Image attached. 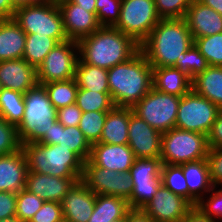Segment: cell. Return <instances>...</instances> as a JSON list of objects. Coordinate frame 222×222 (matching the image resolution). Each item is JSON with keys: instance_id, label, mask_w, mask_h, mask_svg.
<instances>
[{"instance_id": "obj_1", "label": "cell", "mask_w": 222, "mask_h": 222, "mask_svg": "<svg viewBox=\"0 0 222 222\" xmlns=\"http://www.w3.org/2000/svg\"><path fill=\"white\" fill-rule=\"evenodd\" d=\"M194 44L187 22L161 19L140 44V50L152 67H170Z\"/></svg>"}, {"instance_id": "obj_2", "label": "cell", "mask_w": 222, "mask_h": 222, "mask_svg": "<svg viewBox=\"0 0 222 222\" xmlns=\"http://www.w3.org/2000/svg\"><path fill=\"white\" fill-rule=\"evenodd\" d=\"M79 58L86 64L110 69L132 58L140 45L115 27H100L78 41Z\"/></svg>"}, {"instance_id": "obj_3", "label": "cell", "mask_w": 222, "mask_h": 222, "mask_svg": "<svg viewBox=\"0 0 222 222\" xmlns=\"http://www.w3.org/2000/svg\"><path fill=\"white\" fill-rule=\"evenodd\" d=\"M153 68L139 50L129 60L108 69V85L115 107H133L153 87Z\"/></svg>"}, {"instance_id": "obj_4", "label": "cell", "mask_w": 222, "mask_h": 222, "mask_svg": "<svg viewBox=\"0 0 222 222\" xmlns=\"http://www.w3.org/2000/svg\"><path fill=\"white\" fill-rule=\"evenodd\" d=\"M28 171L63 178H81L84 162L70 148L39 142L21 144Z\"/></svg>"}, {"instance_id": "obj_5", "label": "cell", "mask_w": 222, "mask_h": 222, "mask_svg": "<svg viewBox=\"0 0 222 222\" xmlns=\"http://www.w3.org/2000/svg\"><path fill=\"white\" fill-rule=\"evenodd\" d=\"M25 111L20 125L17 127L21 144L38 142L57 121V110L50 103L43 85L37 84L24 96Z\"/></svg>"}, {"instance_id": "obj_6", "label": "cell", "mask_w": 222, "mask_h": 222, "mask_svg": "<svg viewBox=\"0 0 222 222\" xmlns=\"http://www.w3.org/2000/svg\"><path fill=\"white\" fill-rule=\"evenodd\" d=\"M208 149L206 135L172 128L162 133L160 159L169 165L195 162L205 159Z\"/></svg>"}, {"instance_id": "obj_7", "label": "cell", "mask_w": 222, "mask_h": 222, "mask_svg": "<svg viewBox=\"0 0 222 222\" xmlns=\"http://www.w3.org/2000/svg\"><path fill=\"white\" fill-rule=\"evenodd\" d=\"M13 19L26 34L38 33L55 38L59 43L68 40L57 3L17 8Z\"/></svg>"}, {"instance_id": "obj_8", "label": "cell", "mask_w": 222, "mask_h": 222, "mask_svg": "<svg viewBox=\"0 0 222 222\" xmlns=\"http://www.w3.org/2000/svg\"><path fill=\"white\" fill-rule=\"evenodd\" d=\"M160 20L155 0H122L120 17L115 28L140 45Z\"/></svg>"}, {"instance_id": "obj_9", "label": "cell", "mask_w": 222, "mask_h": 222, "mask_svg": "<svg viewBox=\"0 0 222 222\" xmlns=\"http://www.w3.org/2000/svg\"><path fill=\"white\" fill-rule=\"evenodd\" d=\"M179 96L152 89L133 107V112L161 133L175 128Z\"/></svg>"}, {"instance_id": "obj_10", "label": "cell", "mask_w": 222, "mask_h": 222, "mask_svg": "<svg viewBox=\"0 0 222 222\" xmlns=\"http://www.w3.org/2000/svg\"><path fill=\"white\" fill-rule=\"evenodd\" d=\"M221 110L193 90L180 98L175 128L208 135Z\"/></svg>"}, {"instance_id": "obj_11", "label": "cell", "mask_w": 222, "mask_h": 222, "mask_svg": "<svg viewBox=\"0 0 222 222\" xmlns=\"http://www.w3.org/2000/svg\"><path fill=\"white\" fill-rule=\"evenodd\" d=\"M162 165L160 158H135L129 170L133 185L131 198L128 200L131 209L141 210L154 198L162 185Z\"/></svg>"}, {"instance_id": "obj_12", "label": "cell", "mask_w": 222, "mask_h": 222, "mask_svg": "<svg viewBox=\"0 0 222 222\" xmlns=\"http://www.w3.org/2000/svg\"><path fill=\"white\" fill-rule=\"evenodd\" d=\"M78 60L79 46L77 41L67 40L58 43L36 69L38 84L43 85L74 78Z\"/></svg>"}, {"instance_id": "obj_13", "label": "cell", "mask_w": 222, "mask_h": 222, "mask_svg": "<svg viewBox=\"0 0 222 222\" xmlns=\"http://www.w3.org/2000/svg\"><path fill=\"white\" fill-rule=\"evenodd\" d=\"M94 194L131 198L133 185L129 172H116L95 166L89 159L83 164L80 179Z\"/></svg>"}, {"instance_id": "obj_14", "label": "cell", "mask_w": 222, "mask_h": 222, "mask_svg": "<svg viewBox=\"0 0 222 222\" xmlns=\"http://www.w3.org/2000/svg\"><path fill=\"white\" fill-rule=\"evenodd\" d=\"M192 207L187 199L174 194L162 184L154 198L141 210L154 222H180Z\"/></svg>"}, {"instance_id": "obj_15", "label": "cell", "mask_w": 222, "mask_h": 222, "mask_svg": "<svg viewBox=\"0 0 222 222\" xmlns=\"http://www.w3.org/2000/svg\"><path fill=\"white\" fill-rule=\"evenodd\" d=\"M162 133L131 113L128 125V146L135 158H160Z\"/></svg>"}, {"instance_id": "obj_16", "label": "cell", "mask_w": 222, "mask_h": 222, "mask_svg": "<svg viewBox=\"0 0 222 222\" xmlns=\"http://www.w3.org/2000/svg\"><path fill=\"white\" fill-rule=\"evenodd\" d=\"M57 5L62 16L64 32L68 40L78 42L101 27L96 13L89 12L83 7L72 3L70 0H64Z\"/></svg>"}, {"instance_id": "obj_17", "label": "cell", "mask_w": 222, "mask_h": 222, "mask_svg": "<svg viewBox=\"0 0 222 222\" xmlns=\"http://www.w3.org/2000/svg\"><path fill=\"white\" fill-rule=\"evenodd\" d=\"M81 178H63L28 171L25 189L44 201L61 203L73 185Z\"/></svg>"}, {"instance_id": "obj_18", "label": "cell", "mask_w": 222, "mask_h": 222, "mask_svg": "<svg viewBox=\"0 0 222 222\" xmlns=\"http://www.w3.org/2000/svg\"><path fill=\"white\" fill-rule=\"evenodd\" d=\"M89 160L98 167L116 172H129L135 156L128 144L94 143Z\"/></svg>"}, {"instance_id": "obj_19", "label": "cell", "mask_w": 222, "mask_h": 222, "mask_svg": "<svg viewBox=\"0 0 222 222\" xmlns=\"http://www.w3.org/2000/svg\"><path fill=\"white\" fill-rule=\"evenodd\" d=\"M96 202L94 194L81 180L76 182L61 202L63 218L70 222H88Z\"/></svg>"}, {"instance_id": "obj_20", "label": "cell", "mask_w": 222, "mask_h": 222, "mask_svg": "<svg viewBox=\"0 0 222 222\" xmlns=\"http://www.w3.org/2000/svg\"><path fill=\"white\" fill-rule=\"evenodd\" d=\"M38 142L52 145L59 144L62 147L70 148L83 162L87 161L91 154L92 145L78 126H64L58 121Z\"/></svg>"}, {"instance_id": "obj_21", "label": "cell", "mask_w": 222, "mask_h": 222, "mask_svg": "<svg viewBox=\"0 0 222 222\" xmlns=\"http://www.w3.org/2000/svg\"><path fill=\"white\" fill-rule=\"evenodd\" d=\"M0 83L3 88L26 94L38 84L37 70L23 58L1 61Z\"/></svg>"}, {"instance_id": "obj_22", "label": "cell", "mask_w": 222, "mask_h": 222, "mask_svg": "<svg viewBox=\"0 0 222 222\" xmlns=\"http://www.w3.org/2000/svg\"><path fill=\"white\" fill-rule=\"evenodd\" d=\"M184 19L194 40L222 33V15L199 0L192 2Z\"/></svg>"}, {"instance_id": "obj_23", "label": "cell", "mask_w": 222, "mask_h": 222, "mask_svg": "<svg viewBox=\"0 0 222 222\" xmlns=\"http://www.w3.org/2000/svg\"><path fill=\"white\" fill-rule=\"evenodd\" d=\"M27 173V161L22 149L0 156V191L19 193L25 189Z\"/></svg>"}, {"instance_id": "obj_24", "label": "cell", "mask_w": 222, "mask_h": 222, "mask_svg": "<svg viewBox=\"0 0 222 222\" xmlns=\"http://www.w3.org/2000/svg\"><path fill=\"white\" fill-rule=\"evenodd\" d=\"M179 166L182 168L189 189V202L196 206L213 187L207 160L205 158L195 162L183 163Z\"/></svg>"}, {"instance_id": "obj_25", "label": "cell", "mask_w": 222, "mask_h": 222, "mask_svg": "<svg viewBox=\"0 0 222 222\" xmlns=\"http://www.w3.org/2000/svg\"><path fill=\"white\" fill-rule=\"evenodd\" d=\"M153 88L166 94L182 97L192 90V78L178 68L152 67Z\"/></svg>"}, {"instance_id": "obj_26", "label": "cell", "mask_w": 222, "mask_h": 222, "mask_svg": "<svg viewBox=\"0 0 222 222\" xmlns=\"http://www.w3.org/2000/svg\"><path fill=\"white\" fill-rule=\"evenodd\" d=\"M26 33L11 19L0 20V62L23 58Z\"/></svg>"}, {"instance_id": "obj_27", "label": "cell", "mask_w": 222, "mask_h": 222, "mask_svg": "<svg viewBox=\"0 0 222 222\" xmlns=\"http://www.w3.org/2000/svg\"><path fill=\"white\" fill-rule=\"evenodd\" d=\"M132 107H114L108 111L99 143L128 144V125Z\"/></svg>"}, {"instance_id": "obj_28", "label": "cell", "mask_w": 222, "mask_h": 222, "mask_svg": "<svg viewBox=\"0 0 222 222\" xmlns=\"http://www.w3.org/2000/svg\"><path fill=\"white\" fill-rule=\"evenodd\" d=\"M192 90L222 110V67L209 66L192 78Z\"/></svg>"}, {"instance_id": "obj_29", "label": "cell", "mask_w": 222, "mask_h": 222, "mask_svg": "<svg viewBox=\"0 0 222 222\" xmlns=\"http://www.w3.org/2000/svg\"><path fill=\"white\" fill-rule=\"evenodd\" d=\"M131 210L124 198L111 195H96L93 214L88 222H113L125 219Z\"/></svg>"}, {"instance_id": "obj_30", "label": "cell", "mask_w": 222, "mask_h": 222, "mask_svg": "<svg viewBox=\"0 0 222 222\" xmlns=\"http://www.w3.org/2000/svg\"><path fill=\"white\" fill-rule=\"evenodd\" d=\"M75 80L78 88L96 92H110L108 85V70L84 63L78 60Z\"/></svg>"}, {"instance_id": "obj_31", "label": "cell", "mask_w": 222, "mask_h": 222, "mask_svg": "<svg viewBox=\"0 0 222 222\" xmlns=\"http://www.w3.org/2000/svg\"><path fill=\"white\" fill-rule=\"evenodd\" d=\"M25 94L8 88L0 92V116L9 124L20 125L25 111Z\"/></svg>"}, {"instance_id": "obj_32", "label": "cell", "mask_w": 222, "mask_h": 222, "mask_svg": "<svg viewBox=\"0 0 222 222\" xmlns=\"http://www.w3.org/2000/svg\"><path fill=\"white\" fill-rule=\"evenodd\" d=\"M55 38L40 34H26L23 59L36 69L47 54L58 44Z\"/></svg>"}, {"instance_id": "obj_33", "label": "cell", "mask_w": 222, "mask_h": 222, "mask_svg": "<svg viewBox=\"0 0 222 222\" xmlns=\"http://www.w3.org/2000/svg\"><path fill=\"white\" fill-rule=\"evenodd\" d=\"M50 103L57 110L76 102L78 86L75 78L43 84Z\"/></svg>"}, {"instance_id": "obj_34", "label": "cell", "mask_w": 222, "mask_h": 222, "mask_svg": "<svg viewBox=\"0 0 222 222\" xmlns=\"http://www.w3.org/2000/svg\"><path fill=\"white\" fill-rule=\"evenodd\" d=\"M76 105L82 112L110 111L115 105L110 92H96L78 88Z\"/></svg>"}, {"instance_id": "obj_35", "label": "cell", "mask_w": 222, "mask_h": 222, "mask_svg": "<svg viewBox=\"0 0 222 222\" xmlns=\"http://www.w3.org/2000/svg\"><path fill=\"white\" fill-rule=\"evenodd\" d=\"M108 111L82 112L78 128L92 145L99 142Z\"/></svg>"}, {"instance_id": "obj_36", "label": "cell", "mask_w": 222, "mask_h": 222, "mask_svg": "<svg viewBox=\"0 0 222 222\" xmlns=\"http://www.w3.org/2000/svg\"><path fill=\"white\" fill-rule=\"evenodd\" d=\"M161 181L171 192L189 201V189L182 168L179 165L163 164L161 168Z\"/></svg>"}, {"instance_id": "obj_37", "label": "cell", "mask_w": 222, "mask_h": 222, "mask_svg": "<svg viewBox=\"0 0 222 222\" xmlns=\"http://www.w3.org/2000/svg\"><path fill=\"white\" fill-rule=\"evenodd\" d=\"M172 67L178 68L191 78H194L197 74L206 70L209 64L199 49L193 44L184 52V56L178 59Z\"/></svg>"}, {"instance_id": "obj_38", "label": "cell", "mask_w": 222, "mask_h": 222, "mask_svg": "<svg viewBox=\"0 0 222 222\" xmlns=\"http://www.w3.org/2000/svg\"><path fill=\"white\" fill-rule=\"evenodd\" d=\"M194 44L209 66L222 67V33L196 38Z\"/></svg>"}, {"instance_id": "obj_39", "label": "cell", "mask_w": 222, "mask_h": 222, "mask_svg": "<svg viewBox=\"0 0 222 222\" xmlns=\"http://www.w3.org/2000/svg\"><path fill=\"white\" fill-rule=\"evenodd\" d=\"M44 200L26 189L17 193L16 217L23 222H29L35 213L42 207Z\"/></svg>"}, {"instance_id": "obj_40", "label": "cell", "mask_w": 222, "mask_h": 222, "mask_svg": "<svg viewBox=\"0 0 222 222\" xmlns=\"http://www.w3.org/2000/svg\"><path fill=\"white\" fill-rule=\"evenodd\" d=\"M122 0H96V17L101 27H115L120 17Z\"/></svg>"}, {"instance_id": "obj_41", "label": "cell", "mask_w": 222, "mask_h": 222, "mask_svg": "<svg viewBox=\"0 0 222 222\" xmlns=\"http://www.w3.org/2000/svg\"><path fill=\"white\" fill-rule=\"evenodd\" d=\"M194 0H155L157 14L161 19L185 18L187 9Z\"/></svg>"}, {"instance_id": "obj_42", "label": "cell", "mask_w": 222, "mask_h": 222, "mask_svg": "<svg viewBox=\"0 0 222 222\" xmlns=\"http://www.w3.org/2000/svg\"><path fill=\"white\" fill-rule=\"evenodd\" d=\"M219 186H221V188ZM208 194L203 197L196 206L205 215L213 218L216 222H219L222 220V185L213 186Z\"/></svg>"}, {"instance_id": "obj_43", "label": "cell", "mask_w": 222, "mask_h": 222, "mask_svg": "<svg viewBox=\"0 0 222 222\" xmlns=\"http://www.w3.org/2000/svg\"><path fill=\"white\" fill-rule=\"evenodd\" d=\"M20 149L17 127L0 116V156L15 153Z\"/></svg>"}, {"instance_id": "obj_44", "label": "cell", "mask_w": 222, "mask_h": 222, "mask_svg": "<svg viewBox=\"0 0 222 222\" xmlns=\"http://www.w3.org/2000/svg\"><path fill=\"white\" fill-rule=\"evenodd\" d=\"M62 218L63 209L61 203L45 201L29 222H59Z\"/></svg>"}, {"instance_id": "obj_45", "label": "cell", "mask_w": 222, "mask_h": 222, "mask_svg": "<svg viewBox=\"0 0 222 222\" xmlns=\"http://www.w3.org/2000/svg\"><path fill=\"white\" fill-rule=\"evenodd\" d=\"M206 160L212 185H222V149L209 147Z\"/></svg>"}, {"instance_id": "obj_46", "label": "cell", "mask_w": 222, "mask_h": 222, "mask_svg": "<svg viewBox=\"0 0 222 222\" xmlns=\"http://www.w3.org/2000/svg\"><path fill=\"white\" fill-rule=\"evenodd\" d=\"M82 116L76 103L57 109L56 120L64 126H78Z\"/></svg>"}, {"instance_id": "obj_47", "label": "cell", "mask_w": 222, "mask_h": 222, "mask_svg": "<svg viewBox=\"0 0 222 222\" xmlns=\"http://www.w3.org/2000/svg\"><path fill=\"white\" fill-rule=\"evenodd\" d=\"M17 193L0 191V220L16 216Z\"/></svg>"}, {"instance_id": "obj_48", "label": "cell", "mask_w": 222, "mask_h": 222, "mask_svg": "<svg viewBox=\"0 0 222 222\" xmlns=\"http://www.w3.org/2000/svg\"><path fill=\"white\" fill-rule=\"evenodd\" d=\"M207 143L210 148L222 149V110L217 114L215 122L207 135Z\"/></svg>"}, {"instance_id": "obj_49", "label": "cell", "mask_w": 222, "mask_h": 222, "mask_svg": "<svg viewBox=\"0 0 222 222\" xmlns=\"http://www.w3.org/2000/svg\"><path fill=\"white\" fill-rule=\"evenodd\" d=\"M180 222H216L213 218L205 215L197 206H193Z\"/></svg>"}, {"instance_id": "obj_50", "label": "cell", "mask_w": 222, "mask_h": 222, "mask_svg": "<svg viewBox=\"0 0 222 222\" xmlns=\"http://www.w3.org/2000/svg\"><path fill=\"white\" fill-rule=\"evenodd\" d=\"M125 222H154L142 210L131 209L125 217Z\"/></svg>"}, {"instance_id": "obj_51", "label": "cell", "mask_w": 222, "mask_h": 222, "mask_svg": "<svg viewBox=\"0 0 222 222\" xmlns=\"http://www.w3.org/2000/svg\"><path fill=\"white\" fill-rule=\"evenodd\" d=\"M13 8L16 10L17 8H21L24 6H43L47 4H51L53 0H10Z\"/></svg>"}, {"instance_id": "obj_52", "label": "cell", "mask_w": 222, "mask_h": 222, "mask_svg": "<svg viewBox=\"0 0 222 222\" xmlns=\"http://www.w3.org/2000/svg\"><path fill=\"white\" fill-rule=\"evenodd\" d=\"M15 9L13 8L10 0H0V17L2 19L13 18Z\"/></svg>"}, {"instance_id": "obj_53", "label": "cell", "mask_w": 222, "mask_h": 222, "mask_svg": "<svg viewBox=\"0 0 222 222\" xmlns=\"http://www.w3.org/2000/svg\"><path fill=\"white\" fill-rule=\"evenodd\" d=\"M72 3H75L89 12L96 13V0H70Z\"/></svg>"}, {"instance_id": "obj_54", "label": "cell", "mask_w": 222, "mask_h": 222, "mask_svg": "<svg viewBox=\"0 0 222 222\" xmlns=\"http://www.w3.org/2000/svg\"><path fill=\"white\" fill-rule=\"evenodd\" d=\"M201 3L211 7L220 15H222V0H199Z\"/></svg>"}, {"instance_id": "obj_55", "label": "cell", "mask_w": 222, "mask_h": 222, "mask_svg": "<svg viewBox=\"0 0 222 222\" xmlns=\"http://www.w3.org/2000/svg\"><path fill=\"white\" fill-rule=\"evenodd\" d=\"M0 222H23V221H21L18 217L14 216L11 218L2 219L0 220Z\"/></svg>"}, {"instance_id": "obj_56", "label": "cell", "mask_w": 222, "mask_h": 222, "mask_svg": "<svg viewBox=\"0 0 222 222\" xmlns=\"http://www.w3.org/2000/svg\"><path fill=\"white\" fill-rule=\"evenodd\" d=\"M59 222H70V221L65 218H62Z\"/></svg>"}, {"instance_id": "obj_57", "label": "cell", "mask_w": 222, "mask_h": 222, "mask_svg": "<svg viewBox=\"0 0 222 222\" xmlns=\"http://www.w3.org/2000/svg\"><path fill=\"white\" fill-rule=\"evenodd\" d=\"M54 1V3H59V2H62V1H64V0H53Z\"/></svg>"}, {"instance_id": "obj_58", "label": "cell", "mask_w": 222, "mask_h": 222, "mask_svg": "<svg viewBox=\"0 0 222 222\" xmlns=\"http://www.w3.org/2000/svg\"><path fill=\"white\" fill-rule=\"evenodd\" d=\"M113 222H125V219L116 220V221H113Z\"/></svg>"}, {"instance_id": "obj_59", "label": "cell", "mask_w": 222, "mask_h": 222, "mask_svg": "<svg viewBox=\"0 0 222 222\" xmlns=\"http://www.w3.org/2000/svg\"><path fill=\"white\" fill-rule=\"evenodd\" d=\"M2 88H3V87H2V84L0 83V92L2 91Z\"/></svg>"}]
</instances>
